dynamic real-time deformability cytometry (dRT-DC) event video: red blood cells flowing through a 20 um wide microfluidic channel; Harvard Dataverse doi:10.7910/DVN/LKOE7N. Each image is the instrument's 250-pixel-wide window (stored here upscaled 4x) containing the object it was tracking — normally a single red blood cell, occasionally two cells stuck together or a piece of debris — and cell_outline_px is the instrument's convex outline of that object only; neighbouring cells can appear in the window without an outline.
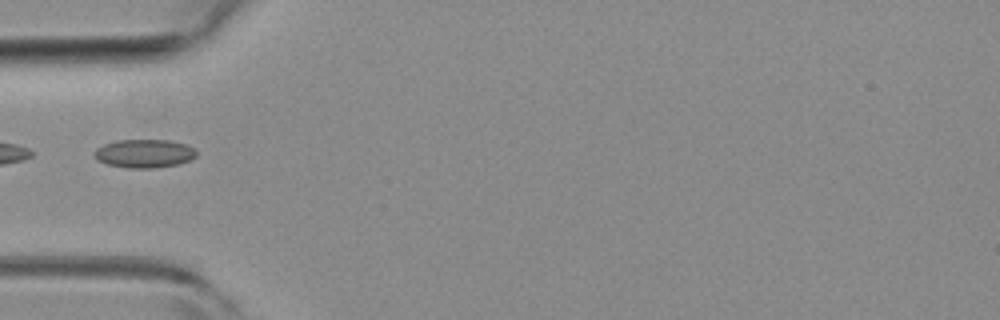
{"species": "common noctule bat (a hibernating species)", "species_latin": "Nyctalus noctula", "temperature_condition": "room temperature", "stored_images_in_passage": 6, "camera_frame_rate_fps": 3000, "um_per_image_px": 0.085, "animal": {"sex": "female", "body_mass_g": 19.3, "forearm_length_mm": 54.1}, "frame": {"image": 1, "passage_image": 5, "time_ms": 1.333, "image_size_px": [1000, 320], "cell_outline_px": [[196, 156], [192, 160], [176, 164], [156, 168], [128, 168], [108, 164], [96, 160], [92, 152], [96, 148], [104, 144], [116, 140], [168, 140], [188, 144], [196, 152]], "centroid_in_image_um": [12.24, 13.04], "position_along_channel_um": 72.8, "area_um2": 17.05}}
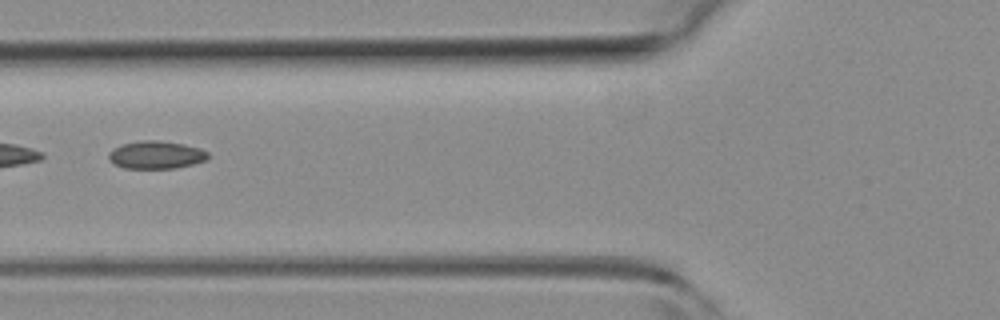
{"frame": {"image": 2, "passage_image": 6, "time_ms": 1.667, "image_size_px": [1000, 320], "cell_outline_px": [[208, 160], [176, 168], [124, 168], [108, 160], [108, 152], [112, 148], [120, 144], [140, 140], [160, 140], [184, 144], [200, 148], [208, 152]], "centroid_in_image_um": [13.25, 13.15], "position_along_channel_um": 112.6, "area_um2": 16.3}}